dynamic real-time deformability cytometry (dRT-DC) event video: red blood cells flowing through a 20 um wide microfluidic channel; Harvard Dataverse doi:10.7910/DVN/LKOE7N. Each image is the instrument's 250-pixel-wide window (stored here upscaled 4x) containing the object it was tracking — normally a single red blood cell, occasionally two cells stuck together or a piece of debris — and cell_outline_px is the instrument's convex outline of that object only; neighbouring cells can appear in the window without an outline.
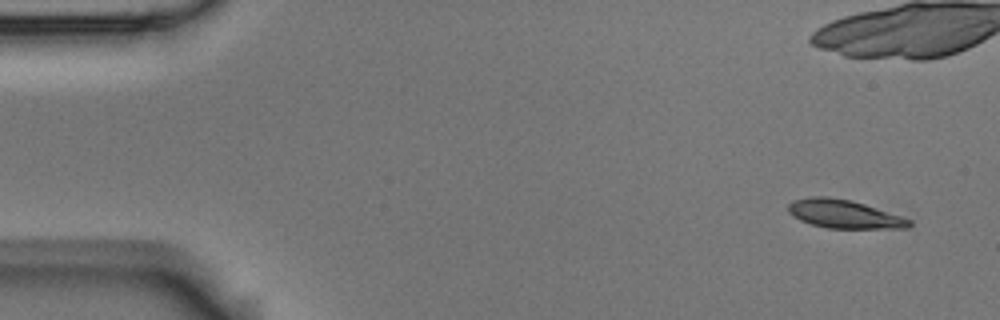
{"species": "Egyptian fruit bat (a non-hibernating species)", "species_latin": "Rousettus aegyptiacus", "temperature_condition": "room temperature", "stored_images_in_passage": 8, "camera_frame_rate_fps": 3000, "um_per_image_px": 0.085, "animal": {"sex": "male"}, "frame": {"image": 1, "passage_image": 1, "time_ms": 0.0, "image_size_px": [1000, 320], "cell_outline_px": [[912, 224], [908, 228], [828, 228], [812, 224], [800, 220], [792, 216], [788, 212], [788, 204], [792, 200], [812, 196], [828, 196], [852, 200], [912, 220]], "centroid_in_image_um": [71.71, 18.18], "position_along_channel_um": 13.3, "area_um2": 20.0}}